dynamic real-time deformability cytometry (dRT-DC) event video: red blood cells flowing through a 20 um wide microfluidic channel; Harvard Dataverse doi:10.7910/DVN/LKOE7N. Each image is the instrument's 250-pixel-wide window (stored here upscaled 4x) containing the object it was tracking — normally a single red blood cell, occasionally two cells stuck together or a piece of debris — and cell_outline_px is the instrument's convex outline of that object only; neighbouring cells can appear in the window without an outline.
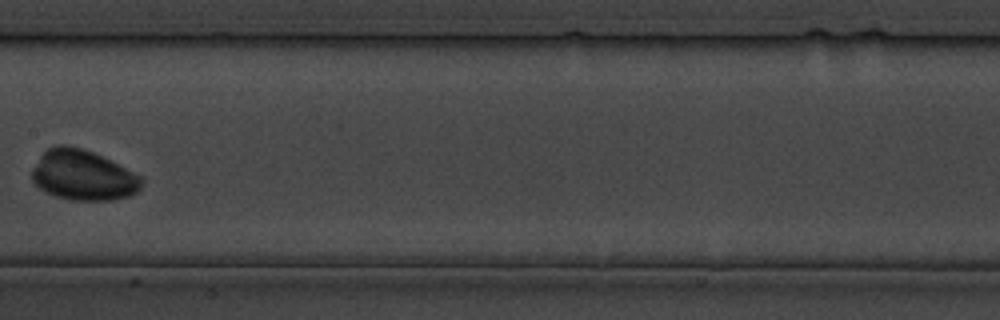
{"species": "common noctule bat (a hibernating species)", "species_latin": "Nyctalus noctula", "temperature_condition": "cold", "stored_images_in_passage": 24, "camera_frame_rate_fps": 3000, "um_per_image_px": 0.085, "animal": {"sex": "male", "body_mass_g": 19.5, "forearm_length_mm": 54.6}, "frame": {"image": 1, "passage_image": 8, "time_ms": 9.0, "image_size_px": [1000, 320], "cell_outline_px": [[144, 180], [140, 188], [136, 192], [128, 196], [112, 200], [72, 200], [56, 196], [44, 192], [32, 180], [32, 168], [40, 156], [48, 148], [56, 144], [68, 144], [92, 152], [140, 176]], "centroid_in_image_um": [7.02, 14.9], "position_along_channel_um": 200.4, "area_um2": 31.79}}
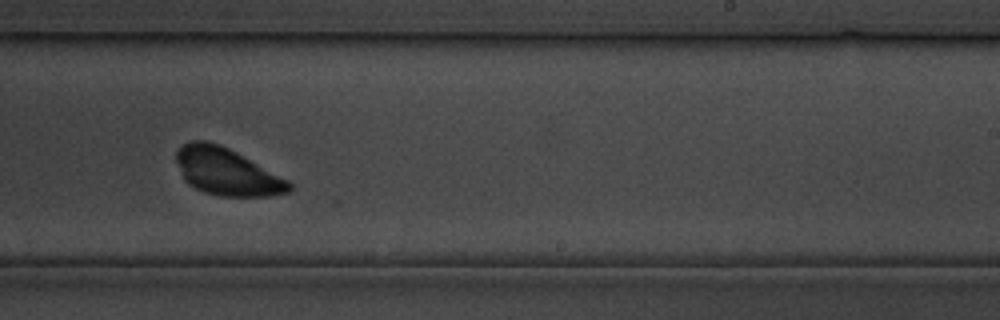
{"frame": {"image": 2, "passage_image": 12, "time_ms": 13.667, "image_size_px": [1000, 320], "cell_outline_px": [[292, 188], [288, 192], [268, 196], [220, 196], [204, 192], [188, 184], [184, 180], [176, 160], [176, 152], [184, 144], [192, 140], [208, 140], [220, 144], [236, 152], [288, 180], [292, 184]], "centroid_in_image_um": [19.26, 14.59], "position_along_channel_um": 269.7, "area_um2": 30.75}}